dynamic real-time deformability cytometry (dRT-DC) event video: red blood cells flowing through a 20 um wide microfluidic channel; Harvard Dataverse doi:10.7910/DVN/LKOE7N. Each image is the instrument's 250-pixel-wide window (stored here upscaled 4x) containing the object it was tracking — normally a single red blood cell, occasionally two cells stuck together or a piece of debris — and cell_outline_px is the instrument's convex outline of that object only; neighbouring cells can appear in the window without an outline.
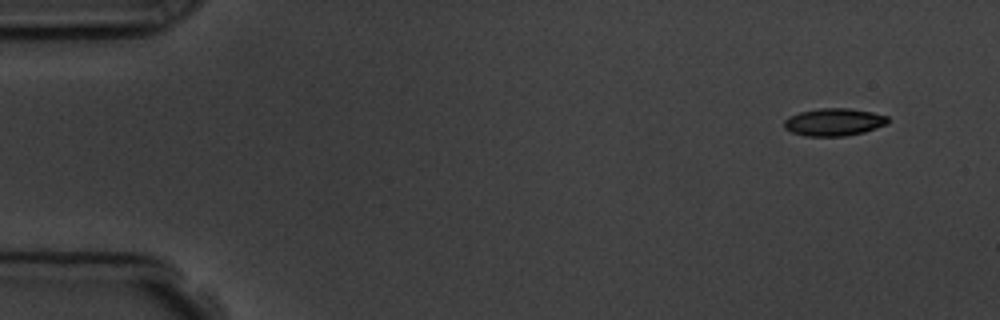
{"species": "common noctule bat (a hibernating species)", "species_latin": "Nyctalus noctula", "temperature_condition": "room temperature", "stored_images_in_passage": 5, "camera_frame_rate_fps": 3000, "um_per_image_px": 0.085, "animal": {"sex": "male", "body_mass_g": 19.5, "forearm_length_mm": 54.6}, "frame": {"image": 1, "passage_image": 1, "time_ms": 0.0, "image_size_px": [1000, 320], "cell_outline_px": [[888, 124], [864, 132], [844, 136], [804, 136], [792, 132], [784, 128], [784, 120], [788, 116], [800, 112], [820, 108], [848, 108], [872, 112], [888, 116]], "centroid_in_image_um": [70.87, 10.37], "position_along_channel_um": 14.1, "area_um2": 16.7}}
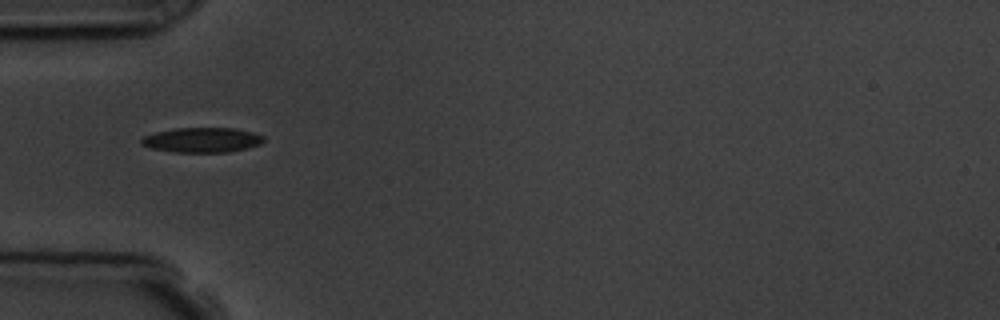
{"frame": {"image": 2, "passage_image": 4, "time_ms": 4.333, "image_size_px": [1000, 320], "cell_outline_px": [[264, 140], [260, 144], [248, 148], [228, 152], [176, 152], [152, 148], [140, 144], [140, 140], [144, 136], [156, 132], [176, 128], [236, 128], [252, 132], [264, 136]], "centroid_in_image_um": [17.19, 11.89], "position_along_channel_um": 67.8, "area_um2": 17.69}}